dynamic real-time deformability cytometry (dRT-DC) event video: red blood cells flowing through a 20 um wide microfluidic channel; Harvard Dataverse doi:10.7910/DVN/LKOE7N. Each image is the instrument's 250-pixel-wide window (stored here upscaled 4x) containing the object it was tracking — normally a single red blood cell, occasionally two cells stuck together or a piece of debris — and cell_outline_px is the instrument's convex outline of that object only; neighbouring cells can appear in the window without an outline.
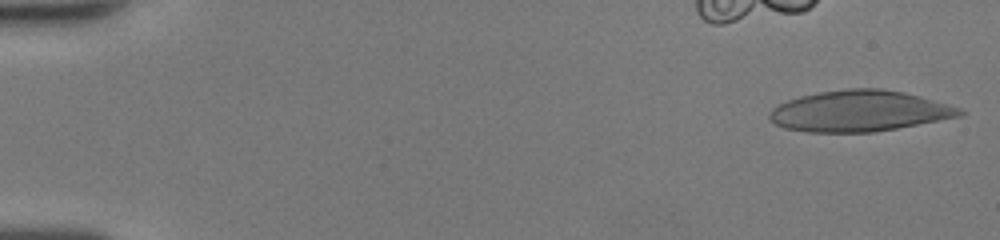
{"species": "human", "species_latin": "Homo sapiens", "temperature_condition": "room temperature", "stored_images_in_passage": 41, "camera_frame_rate_fps": 3000, "um_per_image_px": 0.085, "donor": {"sex": "female"}, "frame": {"image": 1, "passage_image": 1, "time_ms": 0.0, "image_size_px": [1000, 240], "cell_outline_px": [[968, 112], [964, 116], [896, 128], [872, 132], [808, 132], [784, 128], [776, 124], [768, 116], [772, 108], [788, 100], [800, 96], [820, 92], [848, 88], [880, 88], [904, 92], [920, 96], [960, 108]], "centroid_in_image_um": [73.08, 9.44], "position_along_channel_um": 11.9, "area_um2": 45.37}}
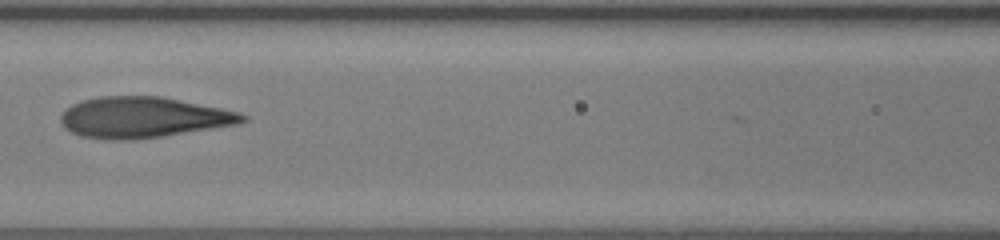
{"frame": {"image": 2, "passage_image": 22, "time_ms": 7.0, "image_size_px": [1000, 240], "cell_outline_px": [[248, 120], [240, 124], [164, 136], [132, 140], [112, 140], [80, 136], [64, 128], [60, 120], [60, 116], [72, 104], [80, 100], [100, 96], [160, 96], [240, 112], [248, 116]], "centroid_in_image_um": [12.18, 9.98], "position_along_channel_um": 154.4, "area_um2": 43.41}}
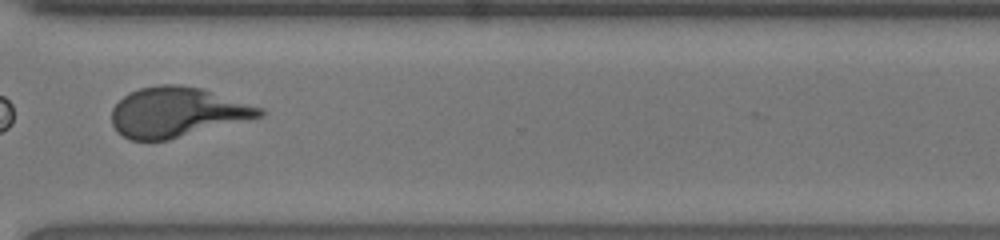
{"frame": {"image": 3, "passage_image": 36, "time_ms": 11.667, "image_size_px": [1000, 240], "cell_outline_px": [[264, 116], [168, 140], [132, 140], [116, 132], [112, 124], [112, 108], [124, 96], [140, 88], [160, 84], [180, 84], [200, 88], [264, 108]], "centroid_in_image_um": [15.05, 9.54], "position_along_channel_um": 355.6, "area_um2": 42.83}, "authors_computed_cell_mechanics": {"area_um2": 43.7546, "velocity_mm_per_s": 4.3081, "shape_relaxation_time_tau1_ms": 5.456, "shape_relaxation_time_tau2_ms": 1.1624, "deformation_change_tau1": 0.2272, "deformation_change_tau2": 0.0874}}